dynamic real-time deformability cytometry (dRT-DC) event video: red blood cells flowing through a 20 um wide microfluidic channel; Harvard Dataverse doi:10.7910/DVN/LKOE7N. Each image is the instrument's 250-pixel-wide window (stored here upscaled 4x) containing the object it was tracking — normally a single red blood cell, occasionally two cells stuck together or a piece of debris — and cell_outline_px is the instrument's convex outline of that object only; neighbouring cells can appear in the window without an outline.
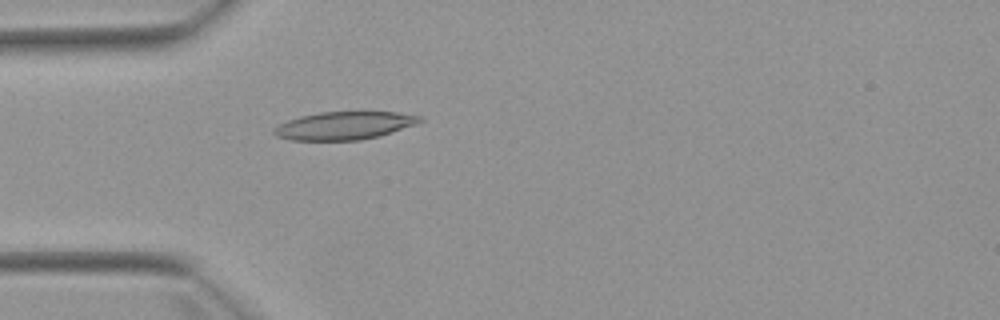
{"species": "Egyptian fruit bat (a non-hibernating species)", "species_latin": "Rousettus aegyptiacus", "temperature_condition": "warm", "stored_images_in_passage": 1, "camera_frame_rate_fps": 3000, "um_per_image_px": 0.085, "animal": {"sex": "female"}, "frame": {"image": 1, "passage_image": 1, "time_ms": 0.0, "image_size_px": [1000, 320], "cell_outline_px": [[424, 120], [416, 124], [380, 136], [360, 140], [292, 140], [276, 136], [272, 132], [280, 124], [288, 120], [300, 116], [320, 112], [396, 112], [424, 116]], "centroid_in_image_um": [29.31, 10.67], "position_along_channel_um": 55.7, "area_um2": 23.7}}